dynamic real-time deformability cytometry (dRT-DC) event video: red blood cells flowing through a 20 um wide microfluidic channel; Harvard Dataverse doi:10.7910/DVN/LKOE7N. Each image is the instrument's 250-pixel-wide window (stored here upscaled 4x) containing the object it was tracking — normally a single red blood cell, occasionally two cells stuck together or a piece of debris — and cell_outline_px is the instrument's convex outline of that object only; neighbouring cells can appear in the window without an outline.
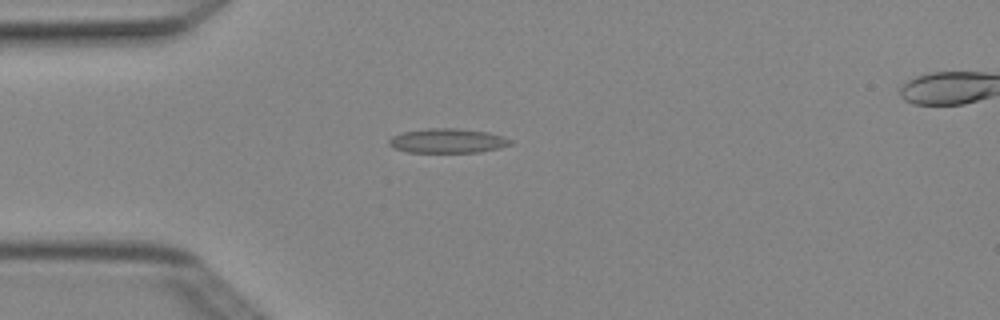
{"species": "Egyptian fruit bat (a non-hibernating species)", "species_latin": "Rousettus aegyptiacus", "temperature_condition": "cold", "stored_images_in_passage": 5, "camera_frame_rate_fps": 3000, "um_per_image_px": 0.085, "animal": {"sex": "female"}, "frame": {"image": 1, "passage_image": 4, "time_ms": 1.0, "image_size_px": [1000, 320], "cell_outline_px": [[512, 144], [500, 148], [480, 152], [408, 152], [392, 148], [388, 144], [388, 140], [392, 136], [404, 132], [428, 128], [456, 128], [488, 132], [512, 140]], "centroid_in_image_um": [38.02, 11.97], "position_along_channel_um": 47.0, "area_um2": 17.28}}